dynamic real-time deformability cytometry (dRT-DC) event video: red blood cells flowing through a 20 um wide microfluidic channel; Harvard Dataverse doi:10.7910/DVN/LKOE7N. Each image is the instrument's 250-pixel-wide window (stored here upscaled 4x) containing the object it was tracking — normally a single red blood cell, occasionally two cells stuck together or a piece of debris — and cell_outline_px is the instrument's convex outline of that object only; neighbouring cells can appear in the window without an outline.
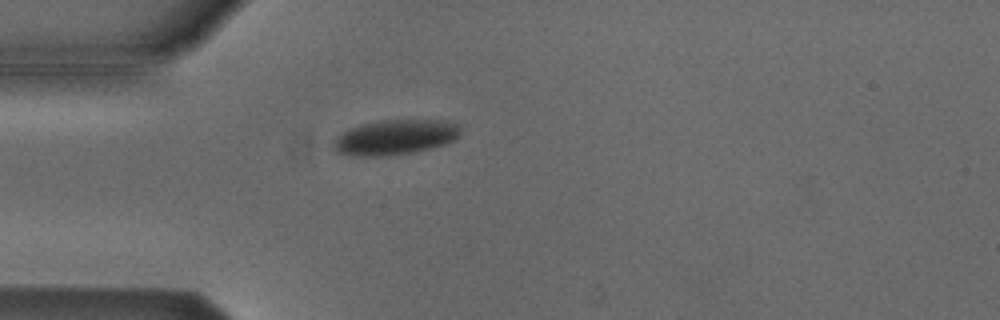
{"species": "Egyptian fruit bat (a non-hibernating species)", "species_latin": "Rousettus aegyptiacus", "temperature_condition": "cold", "stored_images_in_passage": 2, "camera_frame_rate_fps": 3000, "um_per_image_px": 0.085, "animal": {"sex": "male"}, "frame": {"image": 1, "passage_image": 2, "time_ms": 0.333, "image_size_px": [1000, 320], "cell_outline_px": [[460, 136], [456, 140], [448, 144], [416, 152], [388, 156], [352, 156], [336, 152], [332, 148], [332, 140], [336, 136], [348, 128], [360, 124], [376, 120], [448, 120], [460, 124]], "centroid_in_image_um": [33.59, 11.66], "position_along_channel_um": 51.4, "area_um2": 26.82}}